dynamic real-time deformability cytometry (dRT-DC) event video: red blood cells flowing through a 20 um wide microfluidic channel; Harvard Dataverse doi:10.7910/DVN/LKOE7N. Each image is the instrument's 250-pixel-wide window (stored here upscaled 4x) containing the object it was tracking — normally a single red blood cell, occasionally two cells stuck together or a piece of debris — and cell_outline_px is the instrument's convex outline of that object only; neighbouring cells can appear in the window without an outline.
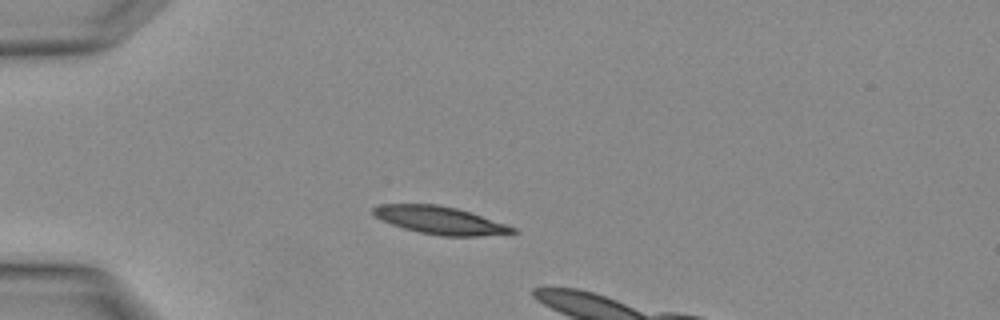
{"species": "Egyptian fruit bat (a non-hibernating species)", "species_latin": "Rousettus aegyptiacus", "temperature_condition": "warm", "stored_images_in_passage": 7, "segment_of_instrument_passage": [1, 2], "camera_frame_rate_fps": 3000, "um_per_image_px": 0.085, "animal": {"sex": "female"}, "frame": {"image": 1, "passage_image": 3, "time_ms": 0.667, "image_size_px": [1000, 320], "cell_outline_px": [[520, 232], [476, 236], [444, 236], [420, 232], [404, 228], [380, 220], [372, 212], [372, 208], [380, 204], [436, 204], [456, 208], [516, 228]], "centroid_in_image_um": [37.36, 18.72], "position_along_channel_um": 47.6, "area_um2": 22.08}}